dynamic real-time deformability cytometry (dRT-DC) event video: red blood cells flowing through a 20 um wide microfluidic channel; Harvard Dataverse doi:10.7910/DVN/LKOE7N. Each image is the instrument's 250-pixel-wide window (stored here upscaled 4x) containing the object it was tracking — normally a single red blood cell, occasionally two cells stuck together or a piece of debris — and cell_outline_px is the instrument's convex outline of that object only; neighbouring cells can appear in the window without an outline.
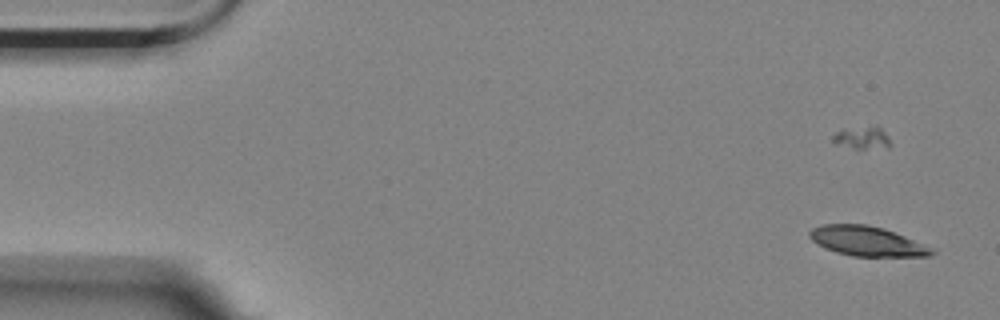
{"species": "Egyptian fruit bat (a non-hibernating species)", "species_latin": "Rousettus aegyptiacus", "temperature_condition": "room temperature", "stored_images_in_passage": 6, "camera_frame_rate_fps": 3000, "um_per_image_px": 0.085, "animal": {"sex": "female"}, "frame": {"image": 1, "passage_image": 1, "time_ms": 0.0, "image_size_px": [1000, 320], "cell_outline_px": [[936, 252], [928, 256], [852, 256], [836, 252], [812, 240], [808, 236], [808, 232], [812, 228], [820, 224], [864, 224], [884, 228], [936, 248]], "centroid_in_image_um": [73.73, 20.49], "position_along_channel_um": 11.3, "area_um2": 21.15}}
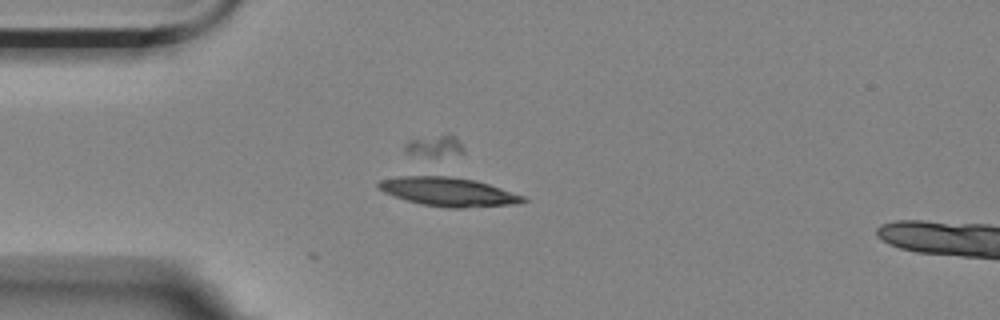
{"frame": {"image": 2, "passage_image": 4, "time_ms": 1.0, "image_size_px": [1000, 320], "cell_outline_px": [[528, 200], [516, 204], [464, 208], [448, 208], [420, 204], [384, 192], [376, 184], [380, 180], [396, 176], [432, 172], [476, 180], [524, 196]], "centroid_in_image_um": [38.06, 16.25], "position_along_channel_um": 46.9, "area_um2": 25.03}}
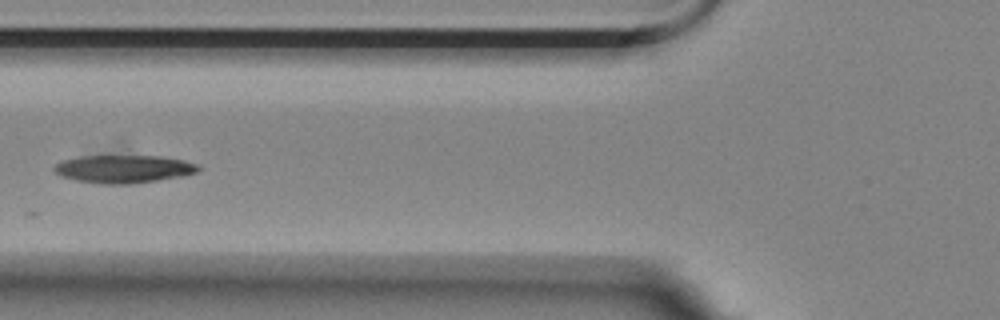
{"frame": {"image": 3, "passage_image": 6, "time_ms": 1.667, "image_size_px": [1000, 320], "cell_outline_px": [[200, 168], [196, 172], [184, 176], [128, 184], [104, 184], [76, 180], [64, 176], [56, 172], [52, 168], [56, 164], [64, 160], [80, 156], [104, 152], [112, 152], [160, 156], [184, 160], [196, 164]], "centroid_in_image_um": [10.49, 14.29], "position_along_channel_um": 115.3, "area_um2": 24.39}}